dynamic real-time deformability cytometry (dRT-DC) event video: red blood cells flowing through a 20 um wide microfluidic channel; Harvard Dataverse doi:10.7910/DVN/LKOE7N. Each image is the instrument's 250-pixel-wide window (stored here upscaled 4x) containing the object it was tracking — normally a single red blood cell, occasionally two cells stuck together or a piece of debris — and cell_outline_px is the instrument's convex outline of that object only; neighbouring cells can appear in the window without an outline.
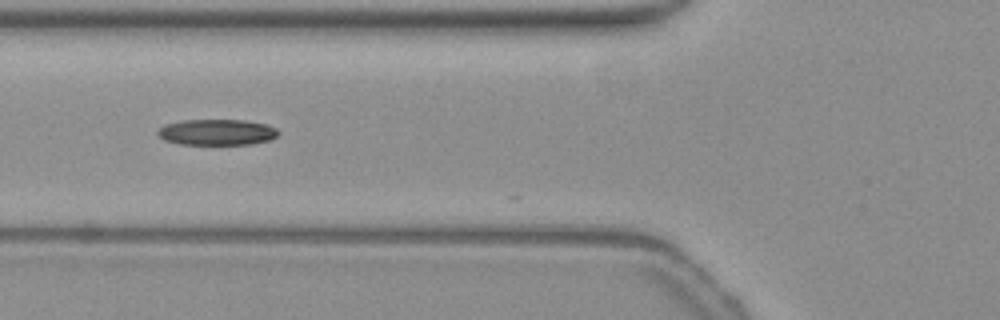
{"species": "common noctule bat (a hibernating species)", "species_latin": "Nyctalus noctula", "temperature_condition": "warm", "stored_images_in_passage": 37, "camera_frame_rate_fps": 3000, "um_per_image_px": 0.085, "animal": {"sex": "female", "body_mass_g": 19.3, "forearm_length_mm": 54.1}, "frame": {"image": 1, "passage_image": 9, "time_ms": 2.667, "image_size_px": [1000, 320], "cell_outline_px": [[280, 132], [272, 140], [252, 144], [180, 144], [164, 140], [156, 132], [164, 124], [184, 120], [244, 120], [264, 124], [276, 128]], "centroid_in_image_um": [18.45, 11.24], "position_along_channel_um": 107.4, "area_um2": 18.21}}
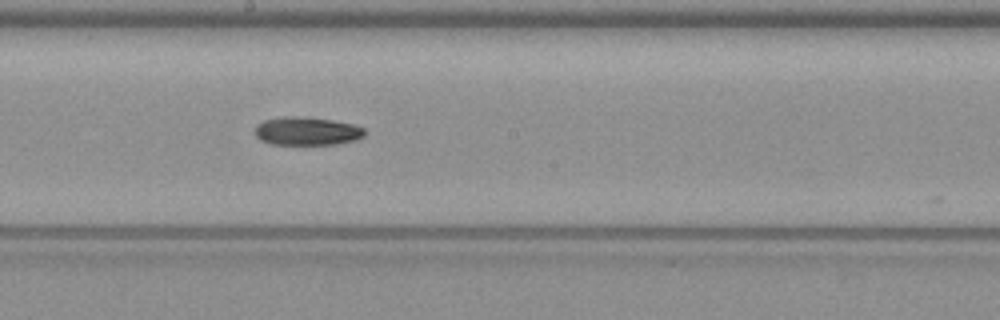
{"frame": {"image": 2, "passage_image": 18, "time_ms": 5.667, "image_size_px": [1000, 320], "cell_outline_px": [[364, 136], [356, 140], [336, 144], [272, 144], [260, 140], [256, 136], [256, 124], [264, 120], [288, 116], [296, 116], [332, 120], [356, 124], [364, 128]], "centroid_in_image_um": [26.1, 11.14], "position_along_channel_um": 222.1, "area_um2": 18.03}}
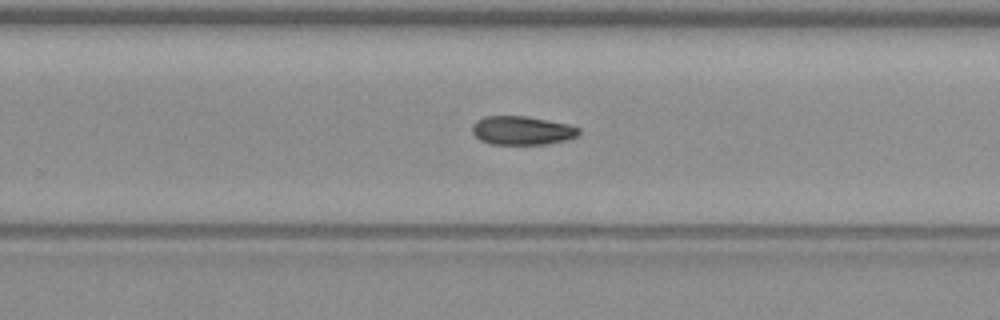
{"frame": {"image": 3, "passage_image": 23, "time_ms": 7.333, "image_size_px": [1000, 320], "cell_outline_px": [[580, 136], [568, 140], [548, 144], [492, 144], [480, 140], [472, 132], [472, 124], [476, 120], [484, 116], [528, 116], [568, 124], [580, 128]], "centroid_in_image_um": [44.4, 11.09], "position_along_channel_um": 285.4, "area_um2": 18.09}}